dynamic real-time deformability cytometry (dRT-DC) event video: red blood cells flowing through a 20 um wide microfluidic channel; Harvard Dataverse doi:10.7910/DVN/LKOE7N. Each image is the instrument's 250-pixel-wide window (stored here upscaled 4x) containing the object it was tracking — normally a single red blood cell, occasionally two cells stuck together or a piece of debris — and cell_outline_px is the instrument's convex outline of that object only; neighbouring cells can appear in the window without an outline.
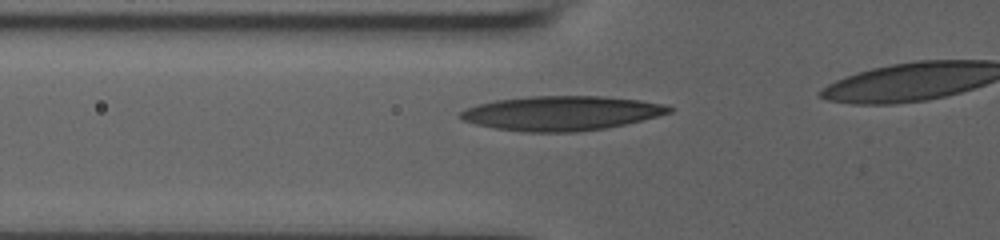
{"species": "human", "species_latin": "Homo sapiens", "temperature_condition": "room temperature", "stored_images_in_passage": 12, "camera_frame_rate_fps": 3000, "um_per_image_px": 0.085, "donor": {"sex": "male"}, "frame": {"image": 1, "passage_image": 2, "time_ms": 0.333, "image_size_px": [1000, 240], "cell_outline_px": [[672, 112], [624, 124], [604, 128], [576, 132], [524, 132], [496, 128], [476, 124], [464, 120], [460, 116], [460, 112], [476, 104], [496, 100], [528, 96], [600, 96], [640, 100], [664, 104], [672, 108]], "centroid_in_image_um": [47.7, 9.61], "position_along_channel_um": 78.1, "area_um2": 41.56}}
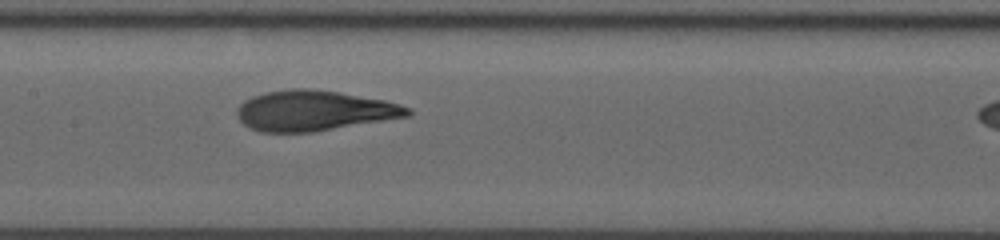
{"frame": {"image": 2, "passage_image": 6, "time_ms": 1.667, "image_size_px": [1000, 240], "cell_outline_px": [[412, 112], [408, 116], [312, 132], [260, 132], [244, 124], [236, 116], [236, 108], [244, 100], [252, 96], [264, 92], [292, 88], [308, 88], [340, 92], [384, 100], [400, 104], [412, 108]], "centroid_in_image_um": [26.67, 9.39], "position_along_channel_um": 180.7, "area_um2": 40.11}}
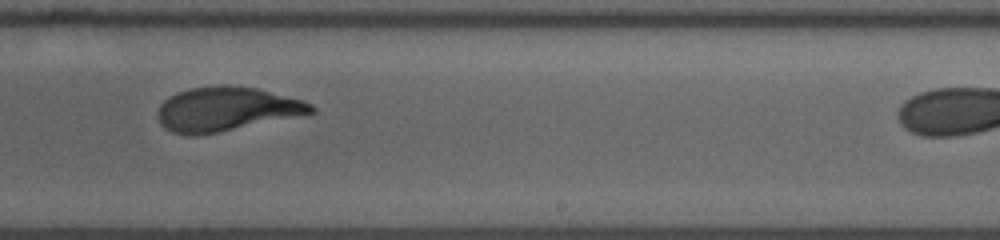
{"frame": {"image": 3, "passage_image": 10, "time_ms": 3.0, "image_size_px": [1000, 240], "cell_outline_px": [[316, 112], [196, 136], [172, 132], [164, 128], [160, 124], [156, 112], [160, 104], [168, 96], [176, 92], [188, 88], [216, 84], [228, 84], [256, 88], [300, 100], [312, 104], [316, 108]], "centroid_in_image_um": [19.15, 9.25], "position_along_channel_um": 269.8, "area_um2": 39.3}}